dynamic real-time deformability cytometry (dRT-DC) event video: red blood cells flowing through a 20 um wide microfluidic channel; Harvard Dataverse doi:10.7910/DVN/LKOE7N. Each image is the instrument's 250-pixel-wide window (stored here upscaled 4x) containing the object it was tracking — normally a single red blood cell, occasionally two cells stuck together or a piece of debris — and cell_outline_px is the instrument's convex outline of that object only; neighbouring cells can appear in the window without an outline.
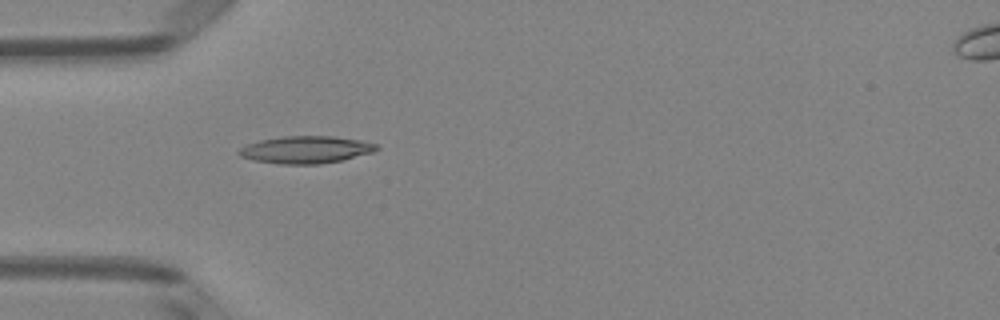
{"species": "Egyptian fruit bat (a non-hibernating species)", "species_latin": "Rousettus aegyptiacus", "temperature_condition": "room temperature", "stored_images_in_passage": 36, "camera_frame_rate_fps": 3000, "um_per_image_px": 0.085, "animal": {"sex": "female"}, "frame": {"image": 1, "passage_image": 1, "time_ms": 0.0, "image_size_px": [1000, 320], "cell_outline_px": [[380, 148], [372, 152], [344, 160], [320, 164], [280, 164], [252, 160], [240, 156], [236, 152], [240, 148], [248, 144], [260, 140], [284, 136], [332, 136], [360, 140], [376, 144]], "centroid_in_image_um": [25.99, 12.73], "position_along_channel_um": 59.0, "area_um2": 21.91}}
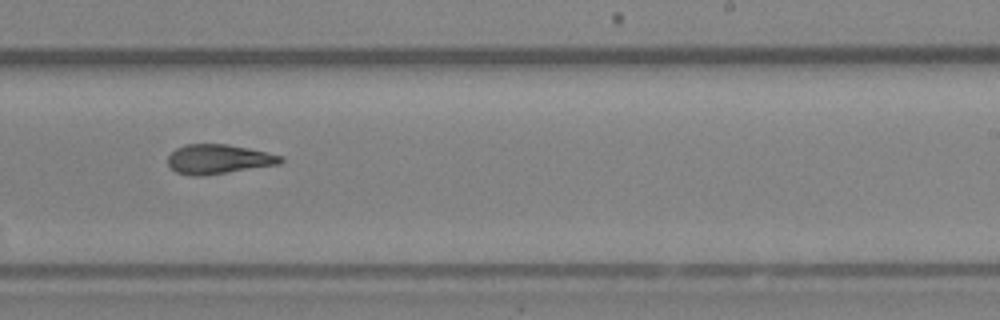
{"frame": {"image": 2, "passage_image": 17, "time_ms": 5.333, "image_size_px": [1000, 320], "cell_outline_px": [[284, 160], [280, 164], [204, 176], [192, 176], [176, 172], [168, 164], [168, 156], [176, 148], [188, 144], [228, 144], [248, 148], [284, 156]], "centroid_in_image_um": [18.59, 13.53], "position_along_channel_um": 270.4, "area_um2": 19.42}}
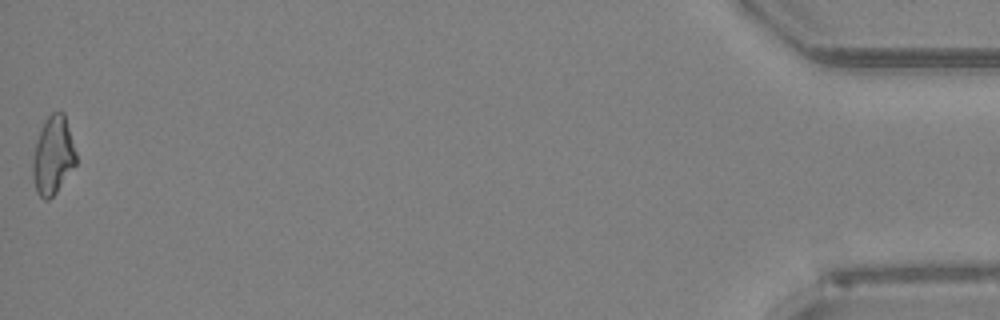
{"frame": {"image": 3, "passage_image": 36, "time_ms": 11.667, "image_size_px": [1000, 320], "cell_outline_px": [[76, 164], [56, 192], [48, 200], [44, 200], [36, 192], [32, 176], [32, 160], [36, 140], [40, 128], [44, 120], [52, 112], [64, 112], [76, 152]], "centroid_in_image_um": [4.48, 13.21], "position_along_channel_um": 430.7, "area_um2": 19.83}, "authors_computed_cell_mechanics": {"area_um2": 19.5364, "velocity_mm_per_s": 4.0399, "shape_relaxation_time_tau1_ms": null, "shape_relaxation_time_tau2_ms": 6.4271, "deformation_change_tau1": null, "deformation_change_tau2": 0.1626}}